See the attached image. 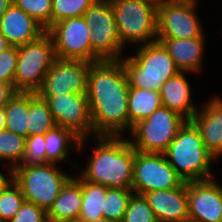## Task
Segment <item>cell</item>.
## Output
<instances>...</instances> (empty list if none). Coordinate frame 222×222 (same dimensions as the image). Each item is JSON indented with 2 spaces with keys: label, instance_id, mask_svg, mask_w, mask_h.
<instances>
[{
  "label": "cell",
  "instance_id": "4",
  "mask_svg": "<svg viewBox=\"0 0 222 222\" xmlns=\"http://www.w3.org/2000/svg\"><path fill=\"white\" fill-rule=\"evenodd\" d=\"M136 48V55L123 56L120 59L127 74L129 87L159 91L167 79L180 72L159 40Z\"/></svg>",
  "mask_w": 222,
  "mask_h": 222
},
{
  "label": "cell",
  "instance_id": "8",
  "mask_svg": "<svg viewBox=\"0 0 222 222\" xmlns=\"http://www.w3.org/2000/svg\"><path fill=\"white\" fill-rule=\"evenodd\" d=\"M56 58L52 38L47 32L35 41L18 46L14 89L22 92H36Z\"/></svg>",
  "mask_w": 222,
  "mask_h": 222
},
{
  "label": "cell",
  "instance_id": "1",
  "mask_svg": "<svg viewBox=\"0 0 222 222\" xmlns=\"http://www.w3.org/2000/svg\"><path fill=\"white\" fill-rule=\"evenodd\" d=\"M86 95L95 136H123L129 130V83L121 60L92 63Z\"/></svg>",
  "mask_w": 222,
  "mask_h": 222
},
{
  "label": "cell",
  "instance_id": "23",
  "mask_svg": "<svg viewBox=\"0 0 222 222\" xmlns=\"http://www.w3.org/2000/svg\"><path fill=\"white\" fill-rule=\"evenodd\" d=\"M161 106L162 102L159 91L129 87V132H131L135 124L148 118Z\"/></svg>",
  "mask_w": 222,
  "mask_h": 222
},
{
  "label": "cell",
  "instance_id": "16",
  "mask_svg": "<svg viewBox=\"0 0 222 222\" xmlns=\"http://www.w3.org/2000/svg\"><path fill=\"white\" fill-rule=\"evenodd\" d=\"M143 195L158 222H184L189 220L187 182L179 187L153 190Z\"/></svg>",
  "mask_w": 222,
  "mask_h": 222
},
{
  "label": "cell",
  "instance_id": "18",
  "mask_svg": "<svg viewBox=\"0 0 222 222\" xmlns=\"http://www.w3.org/2000/svg\"><path fill=\"white\" fill-rule=\"evenodd\" d=\"M46 29L13 3L0 19V33L11 46H21L35 41Z\"/></svg>",
  "mask_w": 222,
  "mask_h": 222
},
{
  "label": "cell",
  "instance_id": "35",
  "mask_svg": "<svg viewBox=\"0 0 222 222\" xmlns=\"http://www.w3.org/2000/svg\"><path fill=\"white\" fill-rule=\"evenodd\" d=\"M8 222H48L45 209L24 201L20 209Z\"/></svg>",
  "mask_w": 222,
  "mask_h": 222
},
{
  "label": "cell",
  "instance_id": "32",
  "mask_svg": "<svg viewBox=\"0 0 222 222\" xmlns=\"http://www.w3.org/2000/svg\"><path fill=\"white\" fill-rule=\"evenodd\" d=\"M122 222H158L154 212L142 194L133 193Z\"/></svg>",
  "mask_w": 222,
  "mask_h": 222
},
{
  "label": "cell",
  "instance_id": "22",
  "mask_svg": "<svg viewBox=\"0 0 222 222\" xmlns=\"http://www.w3.org/2000/svg\"><path fill=\"white\" fill-rule=\"evenodd\" d=\"M86 141L88 138L81 139L73 131L55 126L45 133L46 160L59 165L67 160L73 146L76 150L81 151Z\"/></svg>",
  "mask_w": 222,
  "mask_h": 222
},
{
  "label": "cell",
  "instance_id": "5",
  "mask_svg": "<svg viewBox=\"0 0 222 222\" xmlns=\"http://www.w3.org/2000/svg\"><path fill=\"white\" fill-rule=\"evenodd\" d=\"M124 48L157 40L159 0H110ZM135 43V44H134Z\"/></svg>",
  "mask_w": 222,
  "mask_h": 222
},
{
  "label": "cell",
  "instance_id": "30",
  "mask_svg": "<svg viewBox=\"0 0 222 222\" xmlns=\"http://www.w3.org/2000/svg\"><path fill=\"white\" fill-rule=\"evenodd\" d=\"M12 2L46 30L52 25V0H12Z\"/></svg>",
  "mask_w": 222,
  "mask_h": 222
},
{
  "label": "cell",
  "instance_id": "3",
  "mask_svg": "<svg viewBox=\"0 0 222 222\" xmlns=\"http://www.w3.org/2000/svg\"><path fill=\"white\" fill-rule=\"evenodd\" d=\"M164 154L184 182L214 178L211 164L217 159L207 150L191 120L180 127Z\"/></svg>",
  "mask_w": 222,
  "mask_h": 222
},
{
  "label": "cell",
  "instance_id": "14",
  "mask_svg": "<svg viewBox=\"0 0 222 222\" xmlns=\"http://www.w3.org/2000/svg\"><path fill=\"white\" fill-rule=\"evenodd\" d=\"M92 63L56 58L46 73L37 95L87 93V74Z\"/></svg>",
  "mask_w": 222,
  "mask_h": 222
},
{
  "label": "cell",
  "instance_id": "12",
  "mask_svg": "<svg viewBox=\"0 0 222 222\" xmlns=\"http://www.w3.org/2000/svg\"><path fill=\"white\" fill-rule=\"evenodd\" d=\"M38 96L47 103L56 126L73 131L81 139L95 137L86 93Z\"/></svg>",
  "mask_w": 222,
  "mask_h": 222
},
{
  "label": "cell",
  "instance_id": "34",
  "mask_svg": "<svg viewBox=\"0 0 222 222\" xmlns=\"http://www.w3.org/2000/svg\"><path fill=\"white\" fill-rule=\"evenodd\" d=\"M18 62V47L10 46L0 53V82L13 86L14 75Z\"/></svg>",
  "mask_w": 222,
  "mask_h": 222
},
{
  "label": "cell",
  "instance_id": "9",
  "mask_svg": "<svg viewBox=\"0 0 222 222\" xmlns=\"http://www.w3.org/2000/svg\"><path fill=\"white\" fill-rule=\"evenodd\" d=\"M185 122L177 112L161 106L132 127L129 141L136 151L164 153Z\"/></svg>",
  "mask_w": 222,
  "mask_h": 222
},
{
  "label": "cell",
  "instance_id": "24",
  "mask_svg": "<svg viewBox=\"0 0 222 222\" xmlns=\"http://www.w3.org/2000/svg\"><path fill=\"white\" fill-rule=\"evenodd\" d=\"M5 108V129L28 137L29 92L17 91Z\"/></svg>",
  "mask_w": 222,
  "mask_h": 222
},
{
  "label": "cell",
  "instance_id": "36",
  "mask_svg": "<svg viewBox=\"0 0 222 222\" xmlns=\"http://www.w3.org/2000/svg\"><path fill=\"white\" fill-rule=\"evenodd\" d=\"M17 91L11 84L0 82V108L6 106L7 102Z\"/></svg>",
  "mask_w": 222,
  "mask_h": 222
},
{
  "label": "cell",
  "instance_id": "38",
  "mask_svg": "<svg viewBox=\"0 0 222 222\" xmlns=\"http://www.w3.org/2000/svg\"><path fill=\"white\" fill-rule=\"evenodd\" d=\"M12 3V0H0V19Z\"/></svg>",
  "mask_w": 222,
  "mask_h": 222
},
{
  "label": "cell",
  "instance_id": "7",
  "mask_svg": "<svg viewBox=\"0 0 222 222\" xmlns=\"http://www.w3.org/2000/svg\"><path fill=\"white\" fill-rule=\"evenodd\" d=\"M91 28L92 63L100 60H120L123 49L119 28L110 0H96L83 15Z\"/></svg>",
  "mask_w": 222,
  "mask_h": 222
},
{
  "label": "cell",
  "instance_id": "6",
  "mask_svg": "<svg viewBox=\"0 0 222 222\" xmlns=\"http://www.w3.org/2000/svg\"><path fill=\"white\" fill-rule=\"evenodd\" d=\"M61 167L55 163L16 166L13 172L14 182L20 187L25 201L47 211L72 177Z\"/></svg>",
  "mask_w": 222,
  "mask_h": 222
},
{
  "label": "cell",
  "instance_id": "25",
  "mask_svg": "<svg viewBox=\"0 0 222 222\" xmlns=\"http://www.w3.org/2000/svg\"><path fill=\"white\" fill-rule=\"evenodd\" d=\"M107 188L82 179V204L77 222H90L103 217Z\"/></svg>",
  "mask_w": 222,
  "mask_h": 222
},
{
  "label": "cell",
  "instance_id": "28",
  "mask_svg": "<svg viewBox=\"0 0 222 222\" xmlns=\"http://www.w3.org/2000/svg\"><path fill=\"white\" fill-rule=\"evenodd\" d=\"M133 193L132 189L107 188L104 199L103 217L116 222H122Z\"/></svg>",
  "mask_w": 222,
  "mask_h": 222
},
{
  "label": "cell",
  "instance_id": "17",
  "mask_svg": "<svg viewBox=\"0 0 222 222\" xmlns=\"http://www.w3.org/2000/svg\"><path fill=\"white\" fill-rule=\"evenodd\" d=\"M191 121L200 132L207 150L218 160L222 156V97L208 99Z\"/></svg>",
  "mask_w": 222,
  "mask_h": 222
},
{
  "label": "cell",
  "instance_id": "39",
  "mask_svg": "<svg viewBox=\"0 0 222 222\" xmlns=\"http://www.w3.org/2000/svg\"><path fill=\"white\" fill-rule=\"evenodd\" d=\"M11 45L7 39L0 33V53L8 49Z\"/></svg>",
  "mask_w": 222,
  "mask_h": 222
},
{
  "label": "cell",
  "instance_id": "29",
  "mask_svg": "<svg viewBox=\"0 0 222 222\" xmlns=\"http://www.w3.org/2000/svg\"><path fill=\"white\" fill-rule=\"evenodd\" d=\"M96 0H52V25L66 18L81 17Z\"/></svg>",
  "mask_w": 222,
  "mask_h": 222
},
{
  "label": "cell",
  "instance_id": "27",
  "mask_svg": "<svg viewBox=\"0 0 222 222\" xmlns=\"http://www.w3.org/2000/svg\"><path fill=\"white\" fill-rule=\"evenodd\" d=\"M26 138L7 129L0 131V162L6 161L15 168L21 165L25 155ZM10 164V165H9Z\"/></svg>",
  "mask_w": 222,
  "mask_h": 222
},
{
  "label": "cell",
  "instance_id": "2",
  "mask_svg": "<svg viewBox=\"0 0 222 222\" xmlns=\"http://www.w3.org/2000/svg\"><path fill=\"white\" fill-rule=\"evenodd\" d=\"M93 152L81 170L83 180L108 188L132 189L136 150L121 136H95Z\"/></svg>",
  "mask_w": 222,
  "mask_h": 222
},
{
  "label": "cell",
  "instance_id": "10",
  "mask_svg": "<svg viewBox=\"0 0 222 222\" xmlns=\"http://www.w3.org/2000/svg\"><path fill=\"white\" fill-rule=\"evenodd\" d=\"M198 0H159L157 38L205 37L198 18Z\"/></svg>",
  "mask_w": 222,
  "mask_h": 222
},
{
  "label": "cell",
  "instance_id": "31",
  "mask_svg": "<svg viewBox=\"0 0 222 222\" xmlns=\"http://www.w3.org/2000/svg\"><path fill=\"white\" fill-rule=\"evenodd\" d=\"M25 198L13 181L0 193V220L8 222L20 209Z\"/></svg>",
  "mask_w": 222,
  "mask_h": 222
},
{
  "label": "cell",
  "instance_id": "19",
  "mask_svg": "<svg viewBox=\"0 0 222 222\" xmlns=\"http://www.w3.org/2000/svg\"><path fill=\"white\" fill-rule=\"evenodd\" d=\"M157 40L166 47L179 71L197 73L198 75L203 70L205 37L190 39L157 38Z\"/></svg>",
  "mask_w": 222,
  "mask_h": 222
},
{
  "label": "cell",
  "instance_id": "13",
  "mask_svg": "<svg viewBox=\"0 0 222 222\" xmlns=\"http://www.w3.org/2000/svg\"><path fill=\"white\" fill-rule=\"evenodd\" d=\"M46 32L51 36L56 57L84 60L92 63L91 28L83 16L66 18L51 25Z\"/></svg>",
  "mask_w": 222,
  "mask_h": 222
},
{
  "label": "cell",
  "instance_id": "11",
  "mask_svg": "<svg viewBox=\"0 0 222 222\" xmlns=\"http://www.w3.org/2000/svg\"><path fill=\"white\" fill-rule=\"evenodd\" d=\"M183 183L164 153L135 152L132 181L134 193L143 195L153 190L179 187Z\"/></svg>",
  "mask_w": 222,
  "mask_h": 222
},
{
  "label": "cell",
  "instance_id": "41",
  "mask_svg": "<svg viewBox=\"0 0 222 222\" xmlns=\"http://www.w3.org/2000/svg\"><path fill=\"white\" fill-rule=\"evenodd\" d=\"M90 222H116V221L106 219L105 217H100V218H97V219L90 221Z\"/></svg>",
  "mask_w": 222,
  "mask_h": 222
},
{
  "label": "cell",
  "instance_id": "37",
  "mask_svg": "<svg viewBox=\"0 0 222 222\" xmlns=\"http://www.w3.org/2000/svg\"><path fill=\"white\" fill-rule=\"evenodd\" d=\"M7 172L9 175L3 174V171H0V193L11 183L14 181L13 172L14 168L11 166L7 167ZM8 176V178L6 177Z\"/></svg>",
  "mask_w": 222,
  "mask_h": 222
},
{
  "label": "cell",
  "instance_id": "15",
  "mask_svg": "<svg viewBox=\"0 0 222 222\" xmlns=\"http://www.w3.org/2000/svg\"><path fill=\"white\" fill-rule=\"evenodd\" d=\"M189 220L222 222V185L214 178L187 182Z\"/></svg>",
  "mask_w": 222,
  "mask_h": 222
},
{
  "label": "cell",
  "instance_id": "21",
  "mask_svg": "<svg viewBox=\"0 0 222 222\" xmlns=\"http://www.w3.org/2000/svg\"><path fill=\"white\" fill-rule=\"evenodd\" d=\"M82 204V178L71 177L46 211L48 222H77Z\"/></svg>",
  "mask_w": 222,
  "mask_h": 222
},
{
  "label": "cell",
  "instance_id": "33",
  "mask_svg": "<svg viewBox=\"0 0 222 222\" xmlns=\"http://www.w3.org/2000/svg\"><path fill=\"white\" fill-rule=\"evenodd\" d=\"M49 163L46 160L45 134H37L26 138L25 155L21 165Z\"/></svg>",
  "mask_w": 222,
  "mask_h": 222
},
{
  "label": "cell",
  "instance_id": "26",
  "mask_svg": "<svg viewBox=\"0 0 222 222\" xmlns=\"http://www.w3.org/2000/svg\"><path fill=\"white\" fill-rule=\"evenodd\" d=\"M55 126L47 103L36 92H29L28 137L45 134Z\"/></svg>",
  "mask_w": 222,
  "mask_h": 222
},
{
  "label": "cell",
  "instance_id": "40",
  "mask_svg": "<svg viewBox=\"0 0 222 222\" xmlns=\"http://www.w3.org/2000/svg\"><path fill=\"white\" fill-rule=\"evenodd\" d=\"M5 117H6V113H5V108H0V131L5 129Z\"/></svg>",
  "mask_w": 222,
  "mask_h": 222
},
{
  "label": "cell",
  "instance_id": "20",
  "mask_svg": "<svg viewBox=\"0 0 222 222\" xmlns=\"http://www.w3.org/2000/svg\"><path fill=\"white\" fill-rule=\"evenodd\" d=\"M186 73L178 72L175 76L167 79L159 90L162 106H165L186 120H191L199 110L192 101V88Z\"/></svg>",
  "mask_w": 222,
  "mask_h": 222
}]
</instances>
